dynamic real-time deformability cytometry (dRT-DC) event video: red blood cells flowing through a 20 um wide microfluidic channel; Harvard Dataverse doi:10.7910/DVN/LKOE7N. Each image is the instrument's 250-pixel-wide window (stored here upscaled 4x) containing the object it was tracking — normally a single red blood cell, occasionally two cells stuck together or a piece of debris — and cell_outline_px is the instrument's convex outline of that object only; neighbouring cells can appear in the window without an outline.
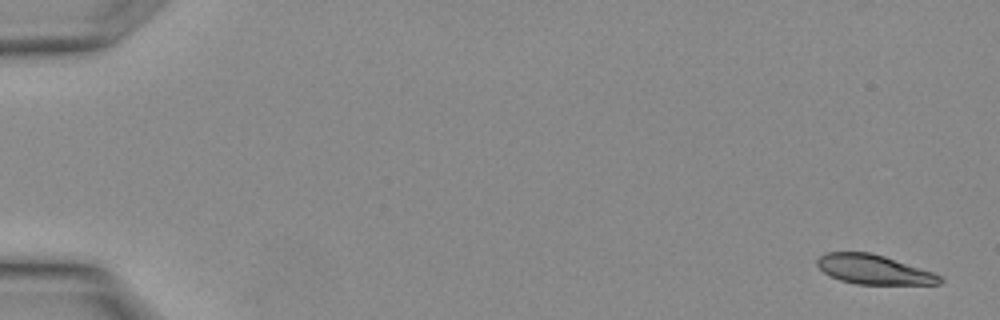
{"species": "Egyptian fruit bat (a non-hibernating species)", "species_latin": "Rousettus aegyptiacus", "temperature_condition": "warm", "stored_images_in_passage": 14, "camera_frame_rate_fps": 3000, "um_per_image_px": 0.085, "animal": {"sex": "female"}, "frame": {"image": 1, "passage_image": 1, "time_ms": 0.0, "image_size_px": [1000, 320], "cell_outline_px": [[944, 280], [940, 284], [856, 284], [840, 280], [828, 276], [816, 264], [816, 260], [824, 252], [868, 252], [884, 256], [932, 272], [940, 276]], "centroid_in_image_um": [74.22, 22.91], "position_along_channel_um": 10.8, "area_um2": 20.92}}
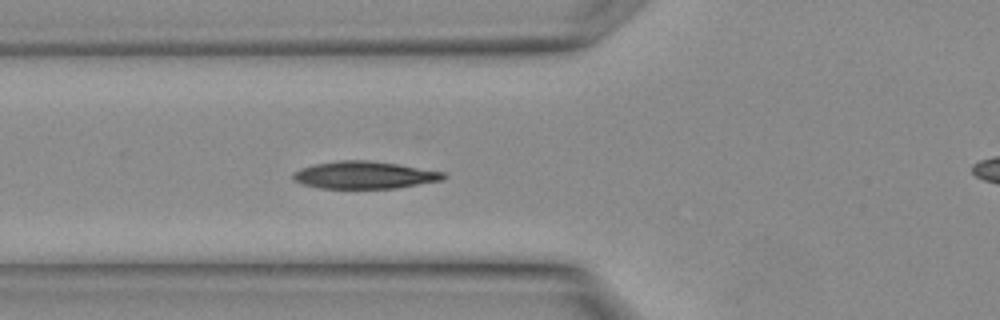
{"frame": {"image": 2, "passage_image": 12, "time_ms": 3.667, "image_size_px": [1000, 320], "cell_outline_px": [[448, 176], [444, 180], [396, 188], [320, 188], [304, 184], [292, 180], [292, 172], [300, 168], [316, 164], [340, 160], [368, 160], [396, 164], [444, 172]], "centroid_in_image_um": [30.97, 14.88], "position_along_channel_um": 94.8, "area_um2": 23.93}}
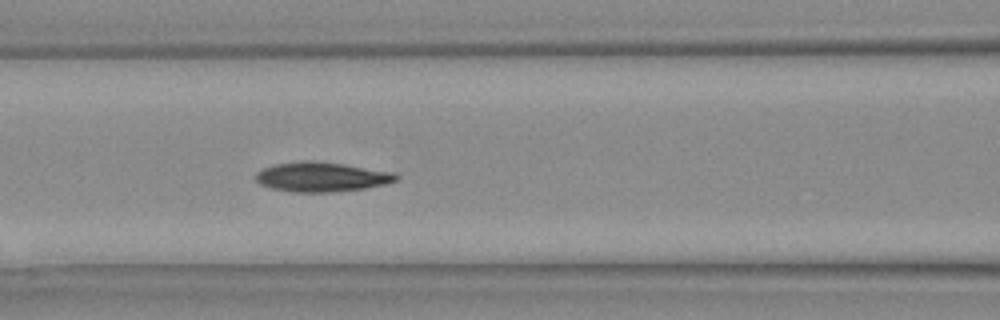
{"frame": {"image": 3, "passage_image": 14, "time_ms": 4.333, "image_size_px": [1000, 320], "cell_outline_px": [[400, 176], [396, 180], [384, 184], [364, 188], [332, 192], [292, 192], [272, 188], [260, 184], [256, 180], [256, 172], [272, 164], [304, 160], [312, 160], [344, 164], [396, 172]], "centroid_in_image_um": [27.33, 15.02], "position_along_channel_um": 139.3, "area_um2": 24.33}}